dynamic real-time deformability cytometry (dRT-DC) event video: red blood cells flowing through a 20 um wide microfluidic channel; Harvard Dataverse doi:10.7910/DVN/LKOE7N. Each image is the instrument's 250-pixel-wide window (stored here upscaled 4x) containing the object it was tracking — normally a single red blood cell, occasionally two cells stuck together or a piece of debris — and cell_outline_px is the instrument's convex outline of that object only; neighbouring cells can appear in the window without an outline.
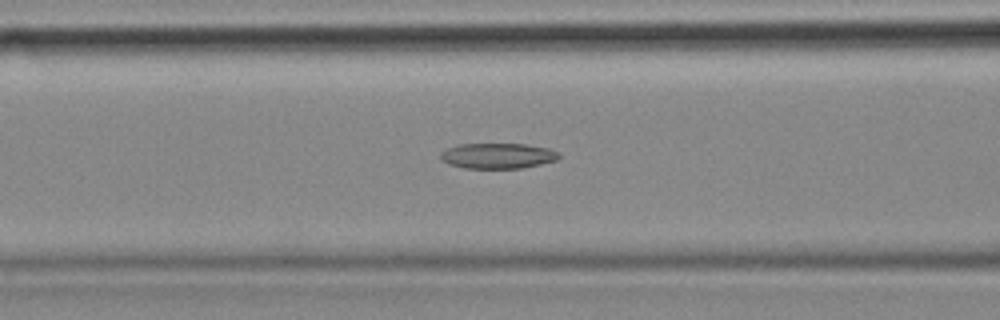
{"species": "common noctule bat (a hibernating species)", "species_latin": "Nyctalus noctula", "temperature_condition": "cold", "stored_images_in_passage": 56, "camera_frame_rate_fps": 3000, "um_per_image_px": 0.085, "animal": {"sex": "female", "body_mass_g": 18.4}, "frame": {"image": 1, "passage_image": 22, "time_ms": 7.0, "image_size_px": [1000, 320], "cell_outline_px": [[560, 156], [556, 160], [540, 164], [520, 168], [464, 168], [448, 164], [440, 156], [440, 152], [456, 144], [524, 144], [548, 148], [560, 152]], "centroid_in_image_um": [42.3, 13.24], "position_along_channel_um": 124.3, "area_um2": 17.51}}
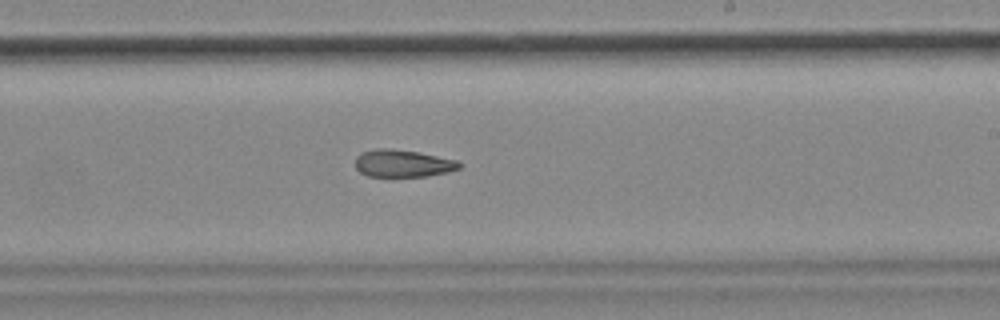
{"frame": {"image": 2, "passage_image": 33, "time_ms": 10.667, "image_size_px": [1000, 320], "cell_outline_px": [[460, 168], [448, 172], [428, 176], [368, 176], [360, 172], [356, 168], [356, 156], [360, 152], [376, 148], [392, 148], [420, 152], [460, 160]], "centroid_in_image_um": [34.25, 13.87], "position_along_channel_um": 254.7, "area_um2": 16.82}}
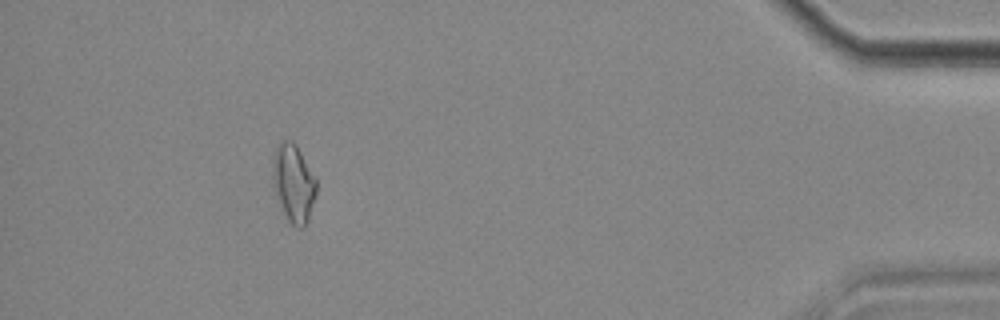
{"frame": {"image": 3, "passage_image": 51, "time_ms": 16.667, "image_size_px": [1000, 320], "cell_outline_px": [[316, 196], [308, 220], [304, 228], [296, 228], [288, 220], [284, 212], [272, 184], [272, 160], [276, 148], [284, 140], [292, 140], [296, 144], [316, 180]], "centroid_in_image_um": [24.94, 15.58], "position_along_channel_um": 410.3, "area_um2": 19.65}}